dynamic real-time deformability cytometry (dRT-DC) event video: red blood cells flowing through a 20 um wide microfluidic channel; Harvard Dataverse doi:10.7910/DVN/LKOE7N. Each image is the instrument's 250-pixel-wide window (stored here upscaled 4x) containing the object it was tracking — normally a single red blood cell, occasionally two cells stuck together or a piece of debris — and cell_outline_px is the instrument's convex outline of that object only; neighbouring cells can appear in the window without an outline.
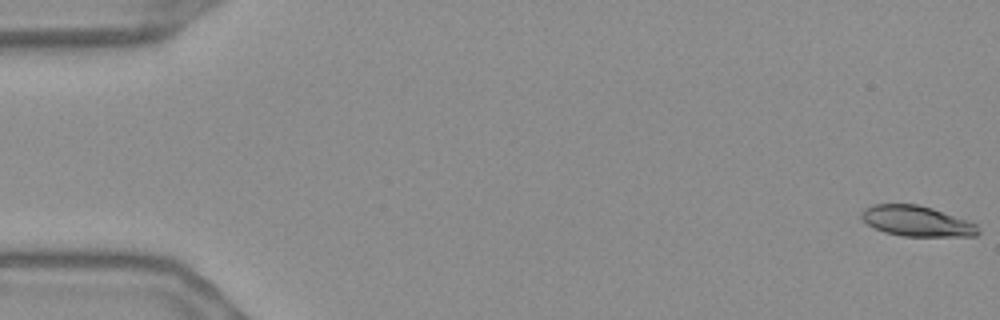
{"species": "Egyptian fruit bat (a non-hibernating species)", "species_latin": "Rousettus aegyptiacus", "temperature_condition": "warm", "stored_images_in_passage": 56, "camera_frame_rate_fps": 3000, "um_per_image_px": 0.085, "frame": {"image": 1, "passage_image": 1, "time_ms": 0.0, "image_size_px": [1000, 320], "cell_outline_px": [[980, 232], [976, 236], [900, 236], [884, 232], [868, 224], [860, 216], [860, 212], [864, 208], [872, 204], [916, 204], [932, 208], [976, 224]], "centroid_in_image_um": [77.89, 18.79], "position_along_channel_um": 7.1, "area_um2": 20.58}}
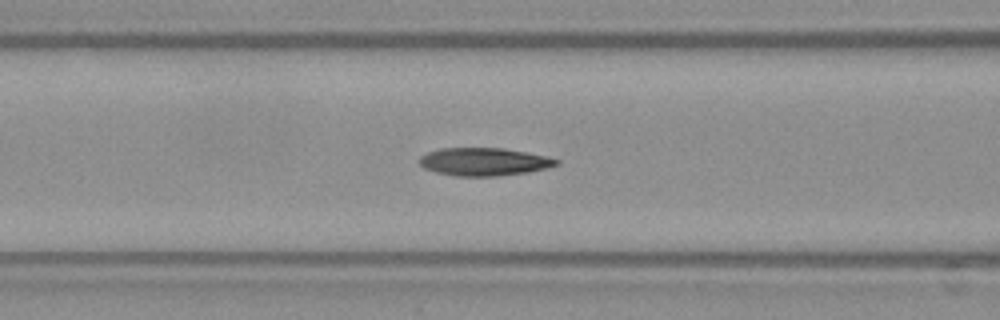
{"frame": {"image": 2, "passage_image": 23, "time_ms": 7.333, "image_size_px": [1000, 320], "cell_outline_px": [[560, 164], [528, 172], [496, 176], [456, 176], [436, 172], [424, 168], [420, 164], [420, 156], [428, 152], [440, 148], [504, 148], [544, 156], [560, 160]], "centroid_in_image_um": [41.12, 13.75], "position_along_channel_um": 125.5, "area_um2": 22.08}}
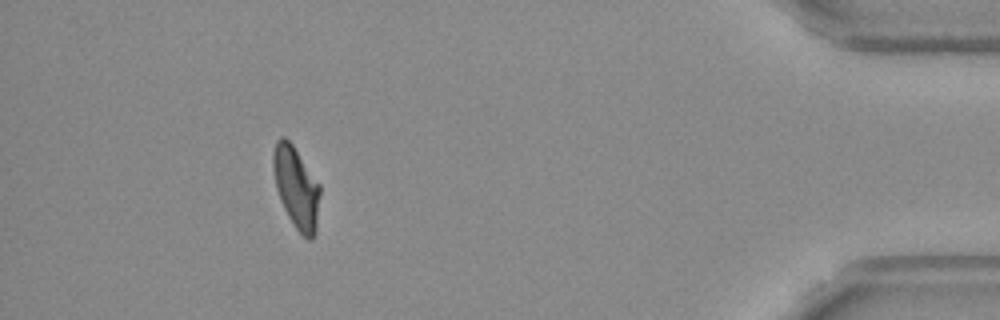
{"frame": {"image": 3, "passage_image": 51, "time_ms": 16.667, "image_size_px": [1000, 320], "cell_outline_px": [[320, 192], [316, 232], [312, 240], [308, 240], [296, 228], [288, 216], [280, 200], [276, 188], [272, 168], [272, 152], [276, 140], [280, 136], [284, 136], [292, 144], [320, 184]], "centroid_in_image_um": [25.17, 15.92], "position_along_channel_um": 410.0, "area_um2": 22.37}, "authors_computed_cell_mechanics": {"area_um2": 21.964, "velocity_mm_per_s": 3.6693, "shape_relaxation_time_tau1_ms": null, "shape_relaxation_time_tau2_ms": 4.0415, "deformation_change_tau1": null, "deformation_change_tau2": 0.1046}}